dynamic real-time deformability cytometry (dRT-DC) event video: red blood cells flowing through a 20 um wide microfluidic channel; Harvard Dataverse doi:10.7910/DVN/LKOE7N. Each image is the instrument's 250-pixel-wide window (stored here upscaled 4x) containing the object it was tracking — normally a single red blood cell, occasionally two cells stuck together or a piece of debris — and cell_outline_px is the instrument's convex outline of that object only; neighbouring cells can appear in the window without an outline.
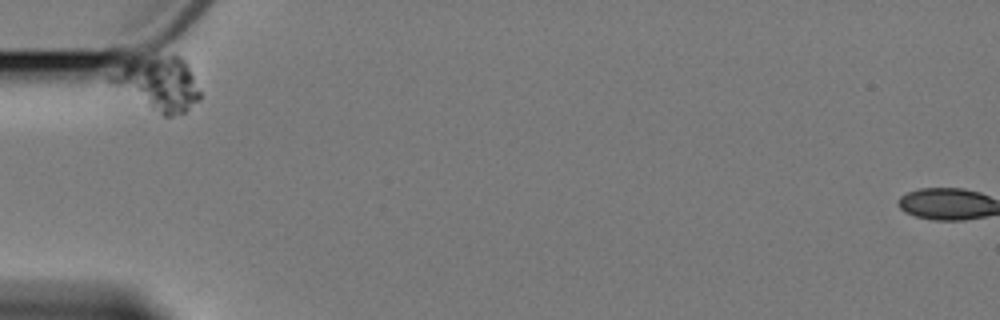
{"species": "Egyptian fruit bat (a non-hibernating species)", "species_latin": "Rousettus aegyptiacus", "temperature_condition": "cold", "stored_images_in_passage": 2, "camera_frame_rate_fps": 3000, "um_per_image_px": 0.085, "animal": {"sex": "female"}, "frame": {"image": 1, "passage_image": 1, "time_ms": 0.0, "image_size_px": [1000, 320], "cell_outline_px": [[200, 100], [184, 112], [172, 116], [164, 116], [108, 84], [104, 80], [104, 76], [128, 60], [136, 56], [180, 56], [188, 64], [200, 92]], "centroid_in_image_um": [13.36, 7.07], "position_along_channel_um": 71.6, "area_um2": 28.5}}